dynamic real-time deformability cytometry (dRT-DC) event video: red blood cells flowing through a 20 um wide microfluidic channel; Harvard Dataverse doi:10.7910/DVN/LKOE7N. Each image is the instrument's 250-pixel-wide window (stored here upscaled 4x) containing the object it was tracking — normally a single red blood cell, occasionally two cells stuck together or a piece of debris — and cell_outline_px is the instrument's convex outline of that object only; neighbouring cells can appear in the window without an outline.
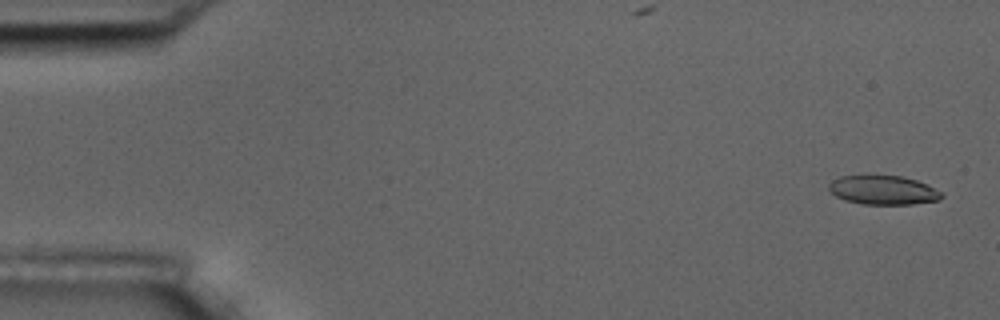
{"species": "common noctule bat (a hibernating species)", "species_latin": "Nyctalus noctula", "temperature_condition": "room temperature", "stored_images_in_passage": 14, "camera_frame_rate_fps": 3000, "um_per_image_px": 0.085, "animal": {"sex": "male", "body_mass_g": 17.5, "forearm_length_mm": 52.3}, "frame": {"image": 1, "passage_image": 1, "time_ms": 0.0, "image_size_px": [1000, 320], "cell_outline_px": [[948, 196], [940, 200], [912, 204], [860, 204], [844, 200], [836, 196], [828, 188], [828, 184], [832, 180], [840, 176], [900, 176], [916, 180], [944, 192]], "centroid_in_image_um": [75.12, 16.17], "position_along_channel_um": 9.9, "area_um2": 19.19}}